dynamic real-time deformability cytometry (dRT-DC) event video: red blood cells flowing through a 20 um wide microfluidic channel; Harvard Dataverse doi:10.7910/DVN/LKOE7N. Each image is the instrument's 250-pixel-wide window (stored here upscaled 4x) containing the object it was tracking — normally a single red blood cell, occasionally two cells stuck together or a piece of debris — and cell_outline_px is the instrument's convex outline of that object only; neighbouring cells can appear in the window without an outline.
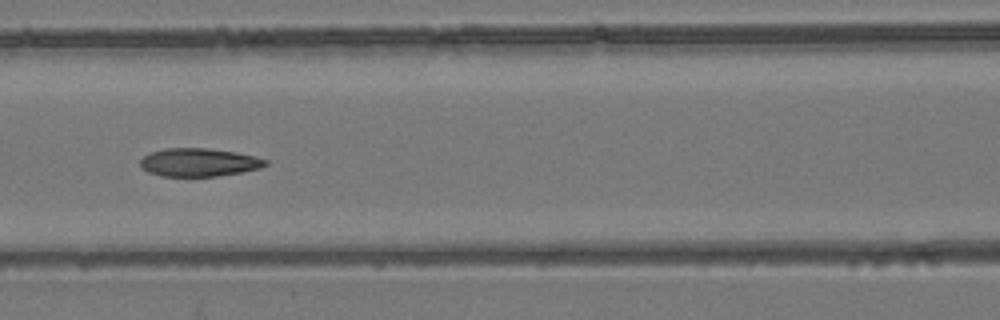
{"species": "common noctule bat (a hibernating species)", "species_latin": "Nyctalus noctula", "temperature_condition": "room temperature", "stored_images_in_passage": 9, "camera_frame_rate_fps": 3000, "um_per_image_px": 0.085, "animal": {"sex": "female", "body_mass_g": 24.6, "forearm_length_mm": 56.2}, "frame": {"image": 1, "passage_image": 6, "time_ms": 5.667, "image_size_px": [1000, 320], "cell_outline_px": [[268, 164], [260, 168], [240, 172], [216, 176], [160, 176], [148, 172], [140, 168], [140, 160], [144, 156], [152, 152], [168, 148], [208, 148], [236, 152], [256, 156], [268, 160]], "centroid_in_image_um": [16.91, 13.8], "position_along_channel_um": 149.7, "area_um2": 20.58}}
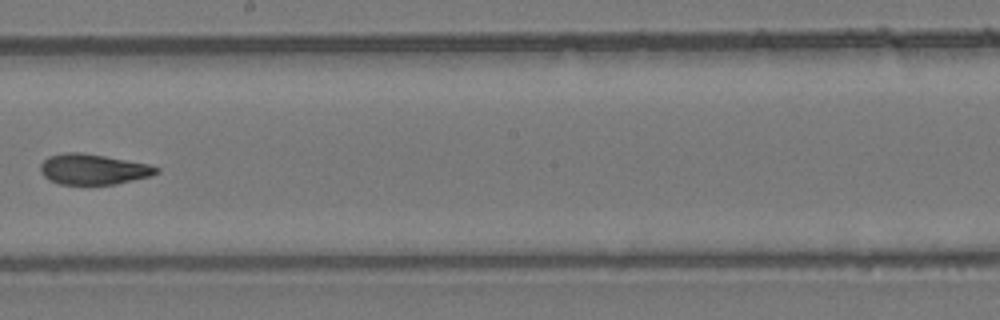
{"frame": {"image": 2, "passage_image": 8, "time_ms": 8.0, "image_size_px": [1000, 320], "cell_outline_px": [[160, 172], [152, 176], [116, 184], [60, 184], [48, 180], [40, 172], [40, 164], [48, 156], [64, 152], [80, 152], [104, 156], [148, 164], [160, 168]], "centroid_in_image_um": [7.91, 14.39], "position_along_channel_um": 240.3, "area_um2": 20.69}}
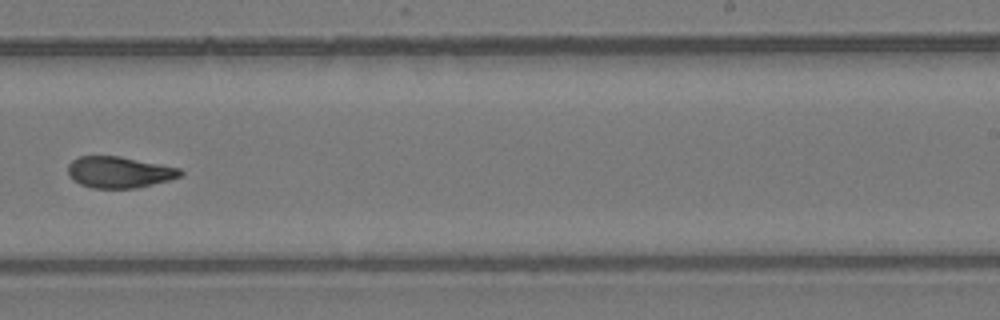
{"frame": {"image": 3, "passage_image": 9, "time_ms": 9.0, "image_size_px": [1000, 320], "cell_outline_px": [[184, 172], [180, 176], [168, 180], [136, 188], [92, 188], [80, 184], [72, 180], [68, 172], [68, 164], [72, 160], [80, 156], [120, 156], [180, 168]], "centroid_in_image_um": [10.11, 14.63], "position_along_channel_um": 278.9, "area_um2": 20.46}}